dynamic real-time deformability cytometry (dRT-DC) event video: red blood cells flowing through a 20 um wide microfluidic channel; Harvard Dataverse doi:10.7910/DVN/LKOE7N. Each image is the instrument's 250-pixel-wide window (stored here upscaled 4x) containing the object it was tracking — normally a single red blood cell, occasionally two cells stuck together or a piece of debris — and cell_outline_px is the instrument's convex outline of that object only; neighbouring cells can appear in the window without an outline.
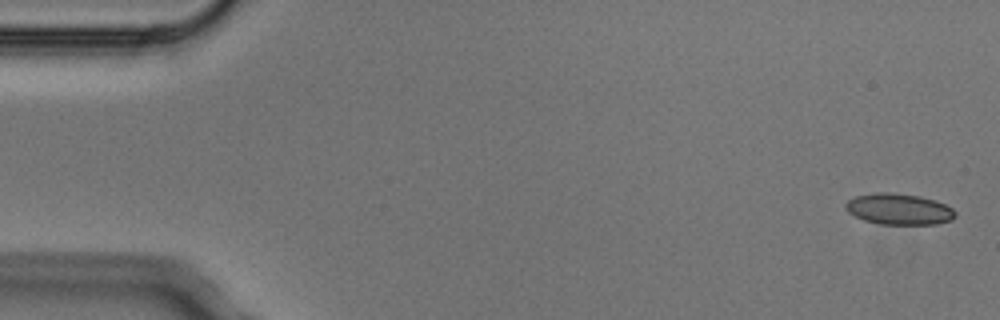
{"species": "Egyptian fruit bat (a non-hibernating species)", "species_latin": "Rousettus aegyptiacus", "temperature_condition": "cold", "stored_images_in_passage": 4, "camera_frame_rate_fps": 3000, "um_per_image_px": 0.085, "animal": {"sex": "male"}, "frame": {"image": 1, "passage_image": 1, "time_ms": 0.0, "image_size_px": [1000, 320], "cell_outline_px": [[956, 216], [952, 220], [936, 224], [880, 224], [864, 220], [848, 212], [844, 208], [844, 204], [848, 200], [856, 196], [876, 192], [888, 192], [920, 196], [936, 200], [952, 208], [956, 212]], "centroid_in_image_um": [76.41, 17.77], "position_along_channel_um": 8.6, "area_um2": 19.94}}